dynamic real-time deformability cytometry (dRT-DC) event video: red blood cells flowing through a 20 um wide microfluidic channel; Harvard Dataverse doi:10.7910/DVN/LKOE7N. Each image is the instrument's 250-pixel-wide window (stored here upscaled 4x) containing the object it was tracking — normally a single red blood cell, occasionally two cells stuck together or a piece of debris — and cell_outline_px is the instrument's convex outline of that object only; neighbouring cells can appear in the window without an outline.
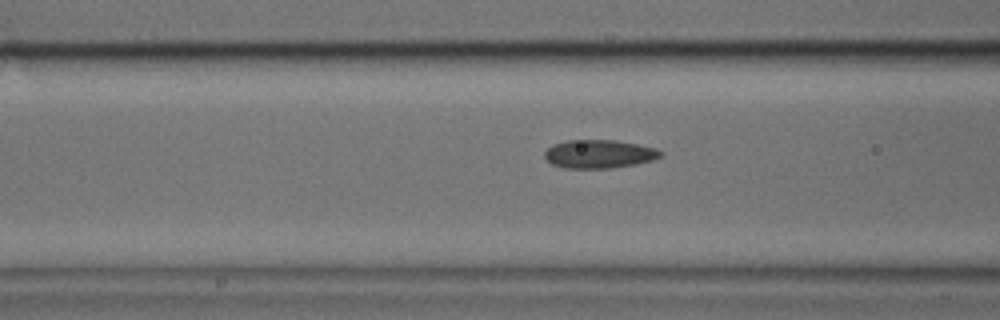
{"species": "common noctule bat (a hibernating species)", "species_latin": "Nyctalus noctula", "temperature_condition": "cold", "stored_images_in_passage": 36, "camera_frame_rate_fps": 3000, "um_per_image_px": 0.085, "animal": {"sex": "male", "body_mass_g": 17.9, "forearm_length_mm": 54.2}, "frame": {"image": 1, "passage_image": 15, "time_ms": 4.667, "image_size_px": [1000, 320], "cell_outline_px": [[664, 156], [652, 160], [636, 164], [608, 168], [564, 168], [552, 164], [544, 156], [544, 152], [552, 144], [568, 140], [616, 140], [656, 148], [664, 152]], "centroid_in_image_um": [50.94, 13.08], "position_along_channel_um": 115.7, "area_um2": 19.25}}
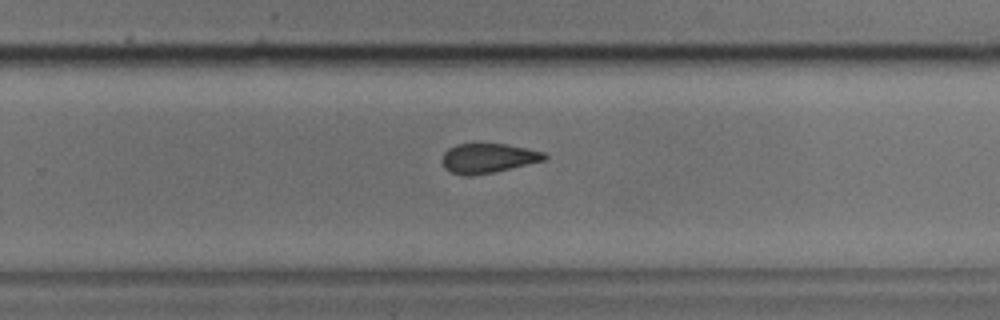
{"frame": {"image": 2, "passage_image": 28, "time_ms": 9.0, "image_size_px": [1000, 320], "cell_outline_px": [[548, 156], [544, 160], [492, 172], [472, 176], [468, 176], [452, 172], [444, 168], [440, 160], [444, 152], [448, 148], [456, 144], [508, 144], [528, 148], [544, 152]], "centroid_in_image_um": [41.44, 13.43], "position_along_channel_um": 288.4, "area_um2": 17.57}}
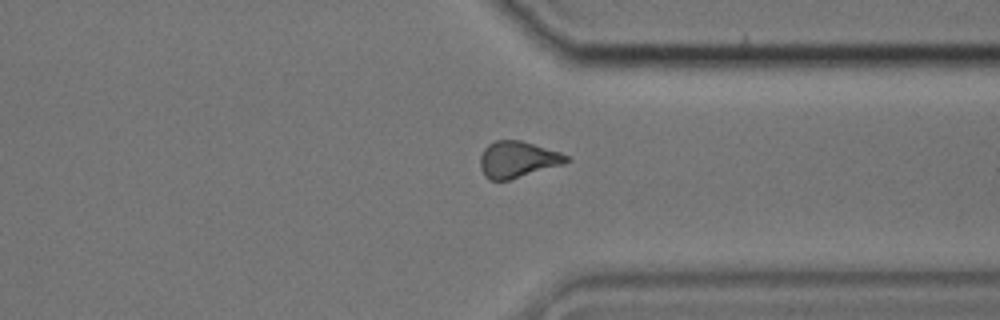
{"frame": {"image": 3, "passage_image": 34, "time_ms": 11.0, "image_size_px": [1000, 320], "cell_outline_px": [[572, 160], [564, 164], [508, 180], [488, 180], [484, 176], [480, 168], [480, 156], [484, 148], [488, 144], [496, 140], [520, 140], [560, 152], [568, 156]], "centroid_in_image_um": [43.98, 13.55], "position_along_channel_um": 367.4, "area_um2": 18.32}}